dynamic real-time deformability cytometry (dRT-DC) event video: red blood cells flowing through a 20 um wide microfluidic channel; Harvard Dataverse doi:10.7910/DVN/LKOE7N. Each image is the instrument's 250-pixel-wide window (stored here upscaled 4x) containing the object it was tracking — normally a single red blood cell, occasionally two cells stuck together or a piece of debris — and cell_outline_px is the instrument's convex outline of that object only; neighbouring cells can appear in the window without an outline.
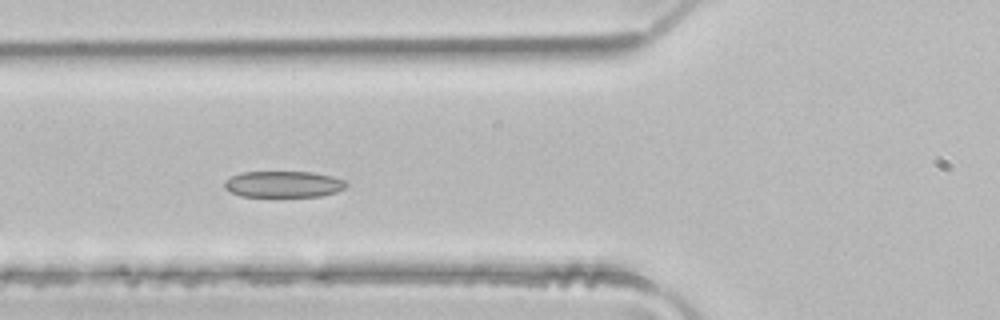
{"species": "common noctule bat (a hibernating species)", "species_latin": "Nyctalus noctula", "temperature_condition": "room temperature", "stored_images_in_passage": 14, "camera_frame_rate_fps": 3000, "um_per_image_px": 0.085, "animal": {"sex": "male", "body_mass_g": 21.5, "forearm_length_mm": 52.0}, "frame": {"image": 1, "passage_image": 7, "time_ms": 2.0, "image_size_px": [1000, 320], "cell_outline_px": [[348, 184], [344, 188], [336, 192], [320, 196], [240, 196], [224, 188], [224, 180], [240, 172], [312, 172], [332, 176], [344, 180]], "centroid_in_image_um": [24.08, 15.65], "position_along_channel_um": 101.7, "area_um2": 18.61}}